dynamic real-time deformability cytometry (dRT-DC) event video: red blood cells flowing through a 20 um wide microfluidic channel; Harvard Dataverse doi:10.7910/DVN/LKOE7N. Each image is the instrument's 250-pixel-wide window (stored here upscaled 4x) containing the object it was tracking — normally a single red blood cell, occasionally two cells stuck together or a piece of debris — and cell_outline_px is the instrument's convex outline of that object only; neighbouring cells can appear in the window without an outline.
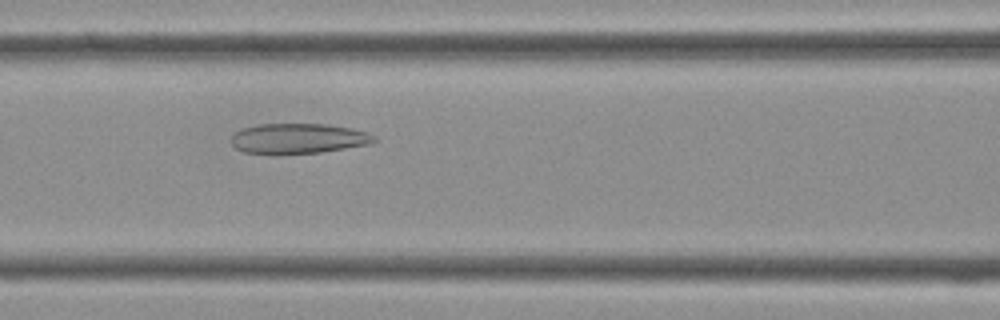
{"species": "Egyptian fruit bat (a non-hibernating species)", "species_latin": "Rousettus aegyptiacus", "temperature_condition": "cold", "stored_images_in_passage": 41, "camera_frame_rate_fps": 3000, "um_per_image_px": 0.085, "frame": {"image": 1, "passage_image": 17, "time_ms": 5.333, "image_size_px": [1000, 320], "cell_outline_px": [[376, 140], [372, 144], [320, 152], [276, 156], [244, 152], [236, 148], [232, 144], [232, 136], [240, 128], [256, 124], [328, 124], [352, 128], [368, 132], [376, 136]], "centroid_in_image_um": [25.34, 11.79], "position_along_channel_um": 141.3, "area_um2": 25.84}}
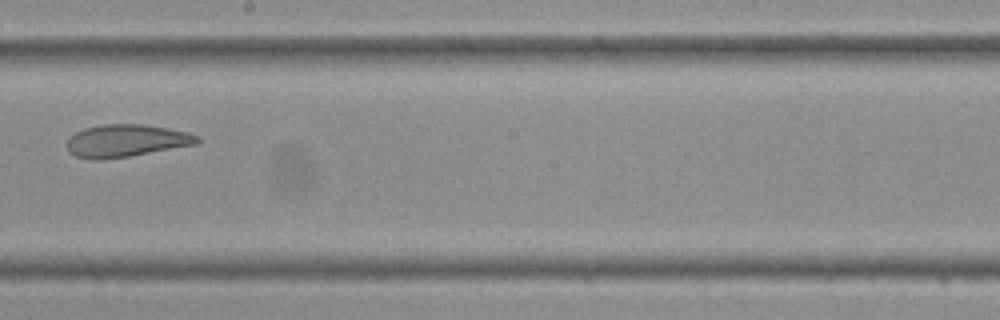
{"frame": {"image": 2, "passage_image": 23, "time_ms": 7.333, "image_size_px": [1000, 320], "cell_outline_px": [[200, 144], [128, 156], [100, 160], [96, 160], [76, 156], [68, 152], [68, 140], [76, 132], [84, 128], [104, 124], [144, 124], [168, 128], [188, 132], [200, 136]], "centroid_in_image_um": [10.78, 11.96], "position_along_channel_um": 237.4, "area_um2": 24.68}}
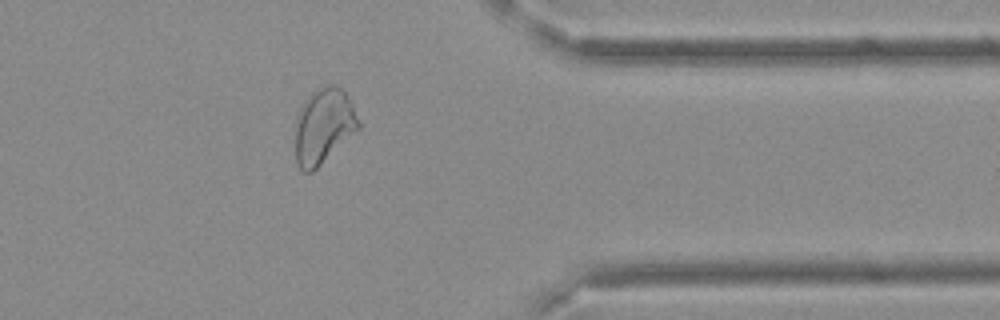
{"frame": {"image": 3, "passage_image": 33, "time_ms": 10.667, "image_size_px": [1000, 320], "cell_outline_px": [[360, 128], [312, 172], [304, 172], [296, 164], [296, 116], [304, 100], [312, 92], [328, 84], [336, 84], [348, 96], [352, 104], [360, 124]], "centroid_in_image_um": [27.5, 10.7], "position_along_channel_um": 383.9, "area_um2": 27.57}}